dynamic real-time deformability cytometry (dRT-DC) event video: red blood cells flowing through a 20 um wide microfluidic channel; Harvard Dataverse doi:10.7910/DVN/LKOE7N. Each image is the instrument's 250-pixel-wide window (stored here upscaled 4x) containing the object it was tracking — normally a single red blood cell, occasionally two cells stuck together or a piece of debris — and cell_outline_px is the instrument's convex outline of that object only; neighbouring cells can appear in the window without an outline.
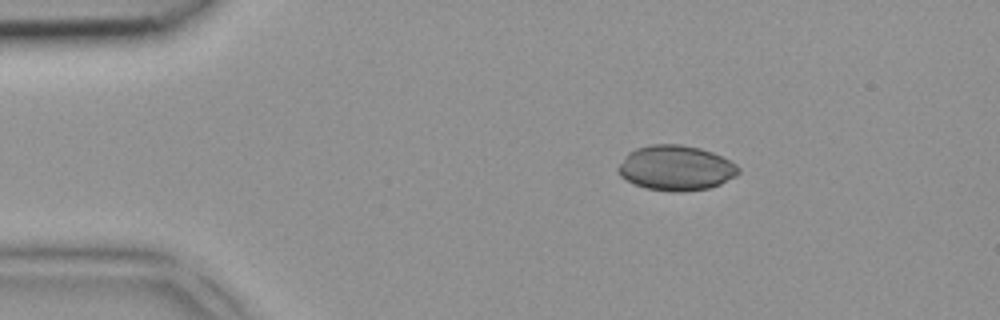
{"species": "common noctule bat (a hibernating species)", "species_latin": "Nyctalus noctula", "temperature_condition": "room temperature", "stored_images_in_passage": 4, "camera_frame_rate_fps": 3000, "um_per_image_px": 0.085, "animal": {"sex": "female", "body_mass_g": 18.4}, "frame": {"image": 1, "passage_image": 1, "time_ms": 0.0, "image_size_px": [1000, 320], "cell_outline_px": [[740, 172], [736, 176], [720, 184], [708, 188], [680, 192], [676, 192], [644, 188], [620, 176], [616, 168], [624, 156], [628, 152], [636, 148], [652, 144], [680, 144], [700, 148], [712, 152], [736, 164], [740, 168]], "centroid_in_image_um": [57.43, 14.27], "position_along_channel_um": 27.6, "area_um2": 31.62}}